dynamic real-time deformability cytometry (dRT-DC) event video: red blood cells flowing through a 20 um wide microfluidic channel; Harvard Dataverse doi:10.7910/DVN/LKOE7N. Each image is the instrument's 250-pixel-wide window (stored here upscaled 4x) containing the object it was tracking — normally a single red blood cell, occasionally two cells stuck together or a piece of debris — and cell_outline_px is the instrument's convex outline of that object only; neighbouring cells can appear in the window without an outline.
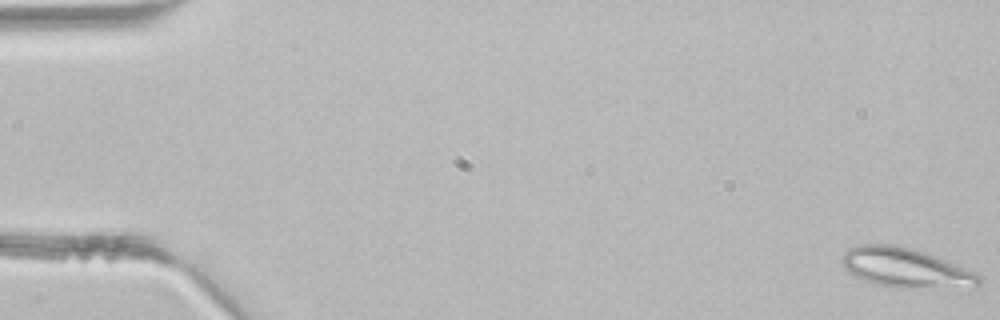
{"species": "common noctule bat (a hibernating species)", "species_latin": "Nyctalus noctula", "temperature_condition": "room temperature", "stored_images_in_passage": 3, "camera_frame_rate_fps": 3000, "um_per_image_px": 0.085, "animal": {"sex": "male", "body_mass_g": 21.5, "forearm_length_mm": 52.0}, "frame": {"image": 1, "passage_image": 1, "time_ms": 0.0, "image_size_px": [1000, 320], "cell_outline_px": [[980, 284], [908, 288], [896, 288], [876, 284], [864, 280], [848, 272], [844, 268], [840, 260], [844, 252], [848, 248], [860, 244], [900, 244], [924, 252], [944, 260], [972, 272], [980, 276]], "centroid_in_image_um": [76.8, 22.72], "position_along_channel_um": 8.2, "area_um2": 30.75}}